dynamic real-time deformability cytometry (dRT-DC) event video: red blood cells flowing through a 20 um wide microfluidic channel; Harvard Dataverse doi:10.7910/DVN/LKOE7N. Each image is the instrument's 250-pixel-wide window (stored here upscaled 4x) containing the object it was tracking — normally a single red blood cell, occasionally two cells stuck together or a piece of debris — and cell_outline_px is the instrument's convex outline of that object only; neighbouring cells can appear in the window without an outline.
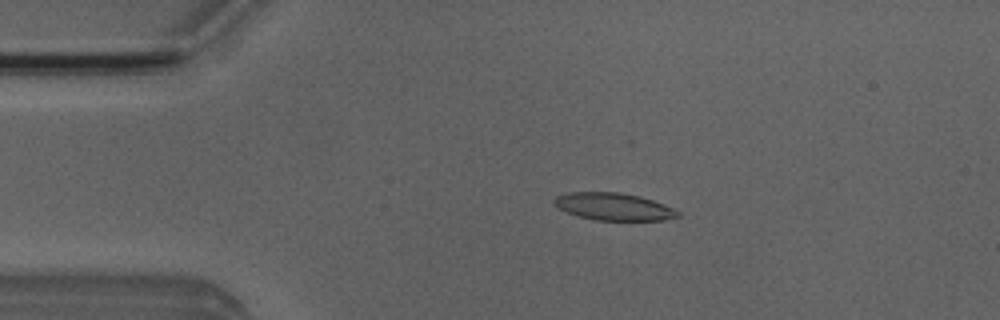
{"species": "Egyptian fruit bat (a non-hibernating species)", "species_latin": "Rousettus aegyptiacus", "temperature_condition": "room temperature", "stored_images_in_passage": 4, "camera_frame_rate_fps": 3000, "um_per_image_px": 0.085, "animal": {"sex": "male"}, "frame": {"image": 1, "passage_image": 3, "time_ms": 2.333, "image_size_px": [1000, 320], "cell_outline_px": [[680, 216], [664, 220], [596, 220], [580, 216], [568, 212], [552, 204], [552, 200], [556, 196], [568, 192], [620, 192], [640, 196], [664, 204], [680, 212]], "centroid_in_image_um": [52.15, 17.55], "position_along_channel_um": 32.8, "area_um2": 19.65}}